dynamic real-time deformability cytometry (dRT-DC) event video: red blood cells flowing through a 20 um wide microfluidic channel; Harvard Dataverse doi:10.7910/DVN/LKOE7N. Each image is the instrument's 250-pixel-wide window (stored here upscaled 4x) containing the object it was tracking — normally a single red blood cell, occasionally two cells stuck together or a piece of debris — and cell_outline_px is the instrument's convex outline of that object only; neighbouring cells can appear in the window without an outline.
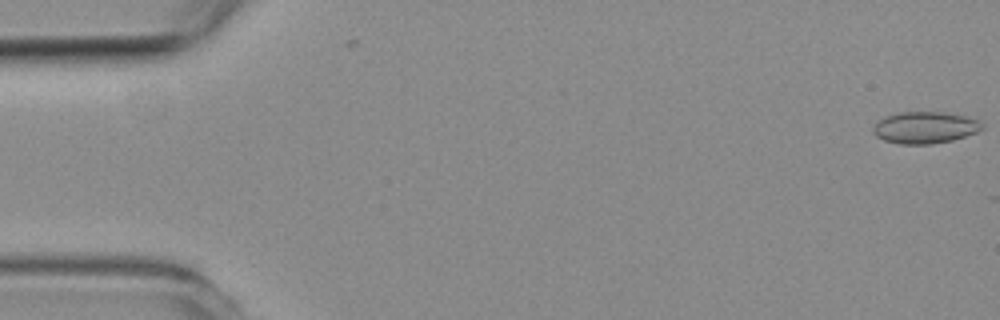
{"species": "common noctule bat (a hibernating species)", "species_latin": "Nyctalus noctula", "temperature_condition": "room temperature", "stored_images_in_passage": 2, "camera_frame_rate_fps": 3000, "um_per_image_px": 0.085, "animal": {"sex": "female", "body_mass_g": 19.3, "forearm_length_mm": 54.1}, "frame": {"image": 1, "passage_image": 2, "time_ms": 0.333, "image_size_px": [1000, 320], "cell_outline_px": [[984, 128], [976, 132], [952, 140], [928, 144], [900, 144], [884, 140], [876, 136], [872, 132], [872, 128], [880, 120], [896, 112], [948, 112], [968, 116], [984, 124]], "centroid_in_image_um": [78.63, 10.83], "position_along_channel_um": 6.4, "area_um2": 20.11}}